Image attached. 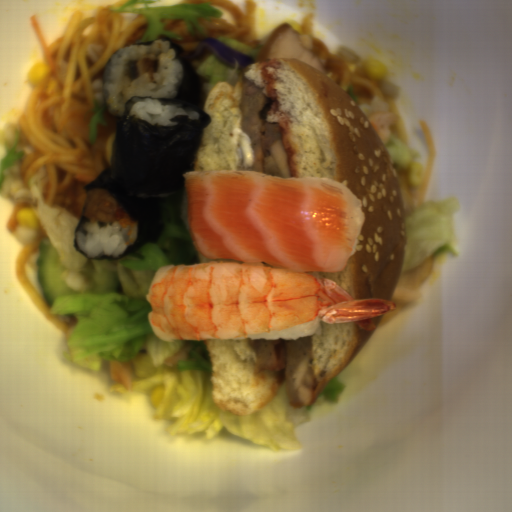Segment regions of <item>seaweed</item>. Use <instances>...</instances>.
Returning <instances> with one entry per match:
<instances>
[{
	"label": "seaweed",
	"mask_w": 512,
	"mask_h": 512,
	"mask_svg": "<svg viewBox=\"0 0 512 512\" xmlns=\"http://www.w3.org/2000/svg\"><path fill=\"white\" fill-rule=\"evenodd\" d=\"M157 40L168 42L181 64V82L176 95L129 96L123 114H112L104 92L108 59L103 70L102 93L109 114L118 122L115 154L110 166L83 187L86 192L98 190L113 198L137 225L136 236L119 257H89L78 244V229L88 221L84 216L85 203L73 238L74 248L84 258L115 260L136 253L147 244L158 243L170 207L187 195L186 177L183 174L192 171L203 131L209 124L210 115L205 109L208 101L205 85L211 80L197 71L187 50L168 38L132 45L148 46ZM147 98L191 109L198 112L201 118L190 120L186 115H180L171 118L176 125H150L129 113L133 103Z\"/></svg>",
	"instance_id": "seaweed-1"
}]
</instances>
